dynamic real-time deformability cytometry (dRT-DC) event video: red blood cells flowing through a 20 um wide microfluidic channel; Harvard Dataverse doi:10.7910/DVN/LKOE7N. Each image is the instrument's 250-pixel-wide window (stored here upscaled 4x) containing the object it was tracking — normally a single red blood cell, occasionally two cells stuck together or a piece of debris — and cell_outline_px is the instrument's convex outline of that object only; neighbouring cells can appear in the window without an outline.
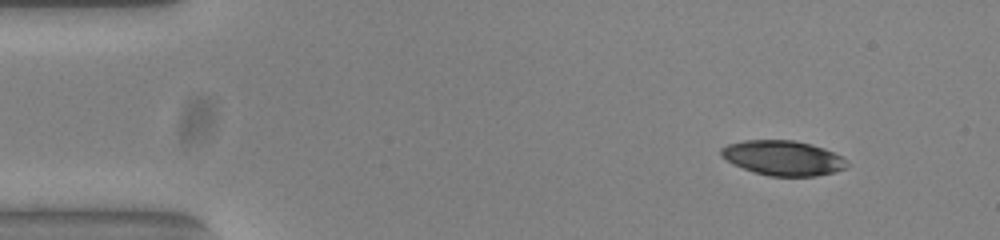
{"species": "common noctule bat (a hibernating species)", "species_latin": "Nyctalus noctula", "temperature_condition": "warm", "stored_images_in_passage": 48, "camera_frame_rate_fps": 3000, "um_per_image_px": 0.085, "animal": {"sex": "female", "body_mass_g": 23.0, "forearm_length_mm": 53.4}, "frame": {"image": 1, "passage_image": 1, "time_ms": 0.0, "image_size_px": [1000, 240], "cell_outline_px": [[848, 164], [844, 168], [832, 172], [816, 176], [768, 176], [732, 164], [720, 156], [720, 148], [728, 144], [744, 140], [792, 140], [824, 148], [840, 156]], "centroid_in_image_um": [66.49, 13.42], "position_along_channel_um": 18.5, "area_um2": 25.26}}